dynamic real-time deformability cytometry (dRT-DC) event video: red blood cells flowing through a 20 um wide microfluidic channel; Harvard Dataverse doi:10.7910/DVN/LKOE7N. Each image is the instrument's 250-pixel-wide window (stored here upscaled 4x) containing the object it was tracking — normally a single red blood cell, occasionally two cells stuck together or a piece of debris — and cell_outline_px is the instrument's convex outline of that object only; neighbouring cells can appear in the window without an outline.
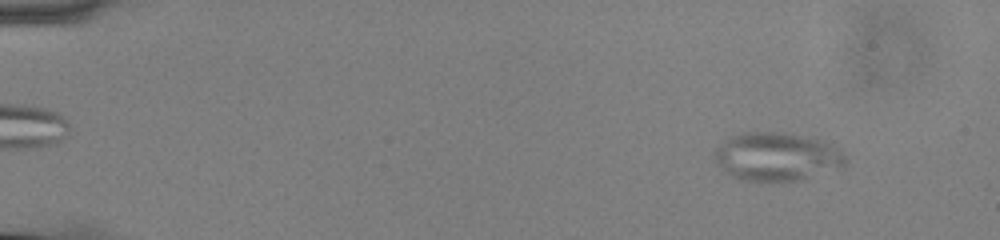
{"species": "common noctule bat (a hibernating species)", "species_latin": "Nyctalus noctula", "temperature_condition": "cold", "stored_images_in_passage": 56, "camera_frame_rate_fps": 3000, "um_per_image_px": 0.085, "animal": {"sex": "male", "body_mass_g": 13.0, "forearm_length_mm": 53.1}, "frame": {"image": 1, "passage_image": 6, "time_ms": 1.667, "image_size_px": [1000, 240], "cell_outline_px": [[848, 160], [844, 168], [800, 180], [744, 180], [732, 176], [724, 172], [716, 164], [712, 156], [716, 148], [728, 136], [744, 132], [784, 132], [816, 136], [824, 140], [840, 152]], "centroid_in_image_um": [66.03, 13.29], "position_along_channel_um": 19.0, "area_um2": 37.51}}
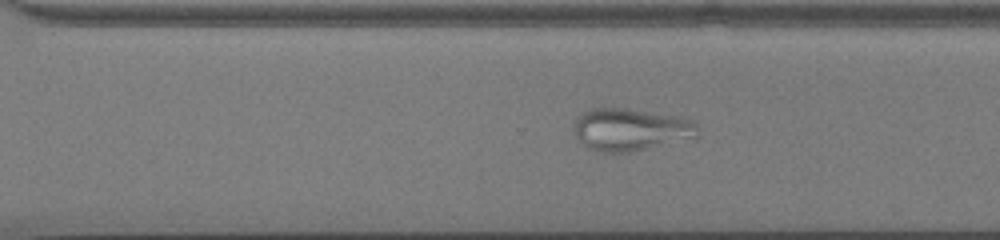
{"frame": {"image": 2, "passage_image": 40, "time_ms": 13.0, "image_size_px": [1000, 240], "cell_outline_px": [[700, 136], [628, 152], [600, 152], [588, 148], [576, 136], [576, 120], [584, 112], [592, 108], [628, 108], [672, 116], [688, 120], [696, 124], [700, 128]], "centroid_in_image_um": [53.61, 11.01], "position_along_channel_um": 317.0, "area_um2": 29.88}}
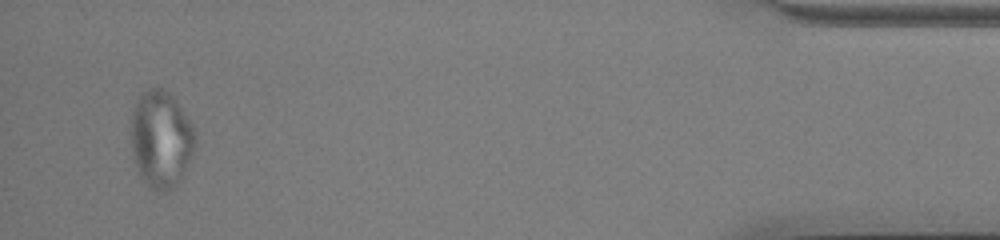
{"frame": {"image": 3, "passage_image": 54, "time_ms": 17.667, "image_size_px": [1000, 240], "cell_outline_px": [[196, 144], [192, 156], [184, 176], [172, 188], [160, 192], [156, 192], [148, 188], [136, 164], [132, 152], [128, 132], [132, 112], [136, 100], [140, 92], [148, 88], [160, 88], [168, 92], [172, 96], [192, 124], [196, 136]], "centroid_in_image_um": [13.66, 11.83], "position_along_channel_um": 421.5, "area_um2": 36.88}}